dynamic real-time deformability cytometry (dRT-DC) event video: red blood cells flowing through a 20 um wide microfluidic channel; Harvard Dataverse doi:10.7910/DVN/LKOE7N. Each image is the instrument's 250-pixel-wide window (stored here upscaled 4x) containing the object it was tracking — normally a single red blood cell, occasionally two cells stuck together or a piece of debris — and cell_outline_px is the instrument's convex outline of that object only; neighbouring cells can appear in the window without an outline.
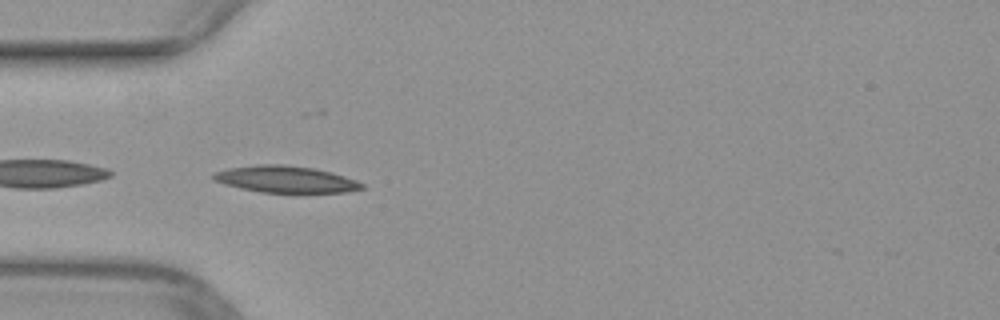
{"species": "common noctule bat (a hibernating species)", "species_latin": "Nyctalus noctula", "temperature_condition": "warm", "stored_images_in_passage": 38, "camera_frame_rate_fps": 3000, "um_per_image_px": 0.085, "animal": {"sex": "female", "body_mass_g": 29.2, "forearm_length_mm": 56.3}, "frame": {"image": 1, "passage_image": 13, "time_ms": 4.0, "image_size_px": [1000, 320], "cell_outline_px": [[364, 188], [348, 192], [260, 192], [240, 188], [224, 184], [212, 180], [212, 172], [228, 168], [256, 164], [284, 164], [316, 168], [332, 172], [356, 180], [364, 184]], "centroid_in_image_um": [24.25, 15.22], "position_along_channel_um": 60.8, "area_um2": 23.29}}
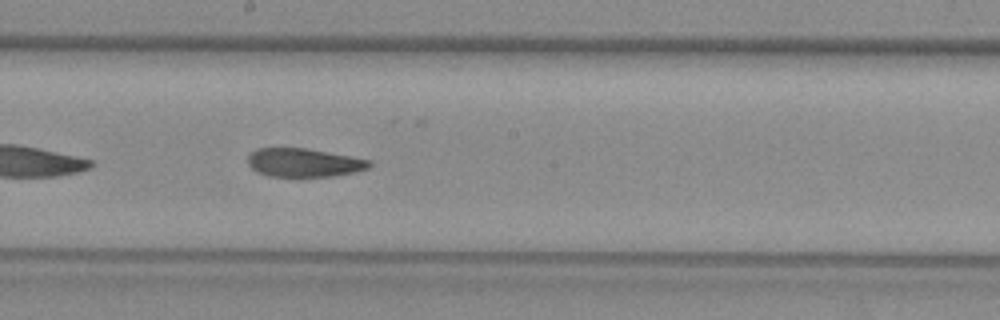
{"frame": {"image": 2, "passage_image": 25, "time_ms": 8.0, "image_size_px": [1000, 320], "cell_outline_px": [[372, 164], [368, 168], [352, 172], [332, 176], [268, 176], [256, 172], [248, 164], [248, 156], [256, 148], [304, 148], [372, 160]], "centroid_in_image_um": [25.8, 13.82], "position_along_channel_um": 222.4, "area_um2": 20.0}}
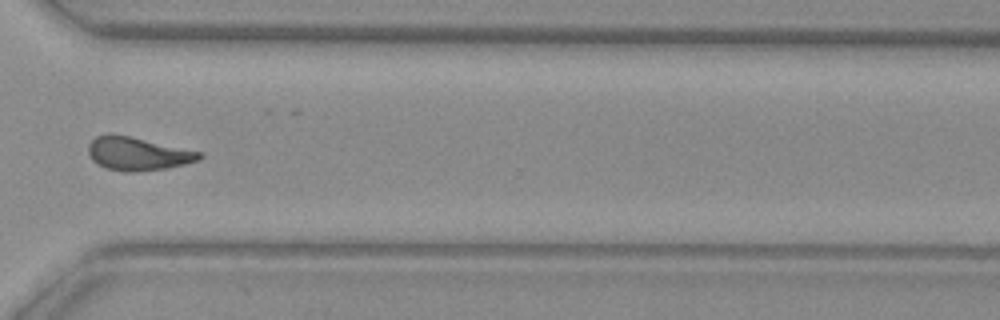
{"frame": {"image": 3, "passage_image": 35, "time_ms": 11.333, "image_size_px": [1000, 320], "cell_outline_px": [[204, 156], [200, 160], [168, 168], [136, 172], [124, 172], [104, 168], [96, 164], [88, 156], [88, 144], [96, 136], [108, 132], [112, 132], [204, 152]], "centroid_in_image_um": [11.69, 13.06], "position_along_channel_um": 358.9, "area_um2": 22.2}}